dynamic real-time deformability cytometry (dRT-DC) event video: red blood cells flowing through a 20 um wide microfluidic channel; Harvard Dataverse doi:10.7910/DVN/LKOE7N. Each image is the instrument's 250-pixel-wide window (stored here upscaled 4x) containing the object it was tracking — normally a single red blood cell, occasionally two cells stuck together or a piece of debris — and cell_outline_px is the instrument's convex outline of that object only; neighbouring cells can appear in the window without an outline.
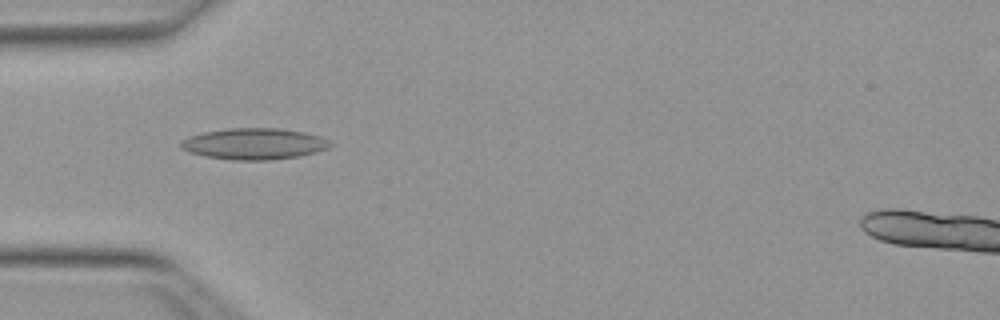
{"species": "Egyptian fruit bat (a non-hibernating species)", "species_latin": "Rousettus aegyptiacus", "temperature_condition": "warm", "stored_images_in_passage": 33, "camera_frame_rate_fps": 3000, "um_per_image_px": 0.085, "animal": {"sex": "female"}, "frame": {"image": 1, "passage_image": 1, "time_ms": 0.0, "image_size_px": [1000, 320], "cell_outline_px": [[332, 144], [328, 148], [300, 156], [268, 160], [232, 160], [204, 156], [188, 152], [180, 148], [180, 144], [188, 136], [204, 132], [228, 128], [276, 128], [304, 132], [320, 136], [328, 140]], "centroid_in_image_um": [21.58, 12.22], "position_along_channel_um": 63.4, "area_um2": 27.17}}
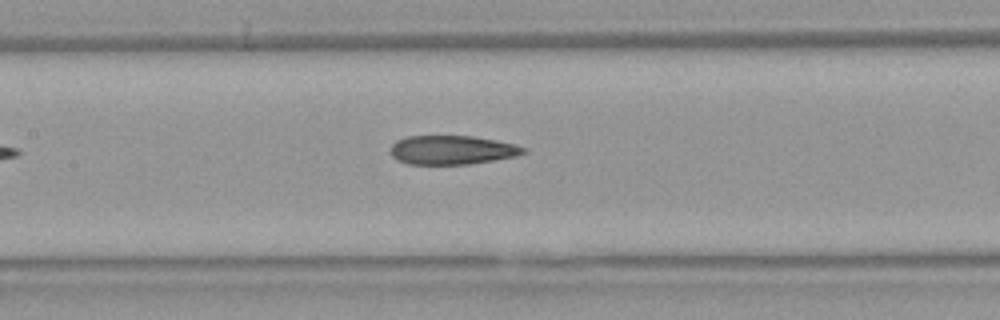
{"frame": {"image": 2, "passage_image": 9, "time_ms": 2.667, "image_size_px": [1000, 320], "cell_outline_px": [[528, 152], [516, 156], [468, 164], [408, 164], [396, 160], [392, 156], [392, 144], [396, 140], [408, 136], [472, 136], [496, 140], [516, 144], [528, 148]], "centroid_in_image_um": [38.46, 12.74], "position_along_channel_um": 168.9, "area_um2": 22.48}}
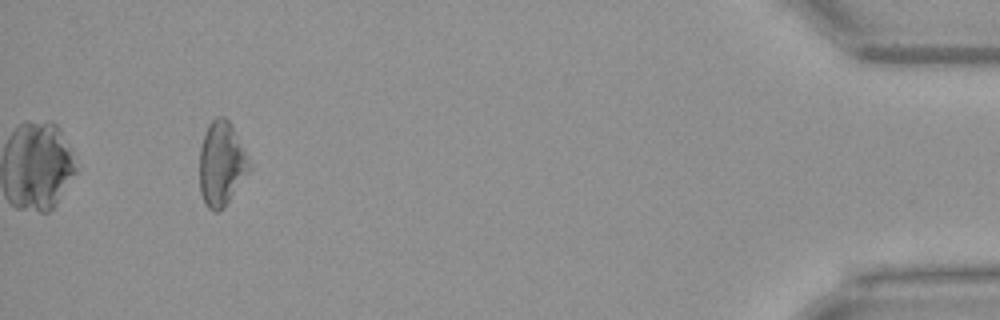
{"frame": {"image": 3, "passage_image": 33, "time_ms": 10.667, "image_size_px": [1000, 320], "cell_outline_px": [[248, 172], [224, 208], [216, 212], [208, 208], [200, 192], [200, 148], [208, 124], [216, 116], [224, 116], [228, 120], [244, 148], [248, 156]], "centroid_in_image_um": [18.8, 13.92], "position_along_channel_um": 416.4, "area_um2": 23.99}, "authors_computed_cell_mechanics": {"area_um2": 23.409, "velocity_mm_per_s": 3.9872, "shape_relaxation_time_tau1_ms": null, "shape_relaxation_time_tau2_ms": 3.1242, "deformation_change_tau1": null, "deformation_change_tau2": 0.1224}}